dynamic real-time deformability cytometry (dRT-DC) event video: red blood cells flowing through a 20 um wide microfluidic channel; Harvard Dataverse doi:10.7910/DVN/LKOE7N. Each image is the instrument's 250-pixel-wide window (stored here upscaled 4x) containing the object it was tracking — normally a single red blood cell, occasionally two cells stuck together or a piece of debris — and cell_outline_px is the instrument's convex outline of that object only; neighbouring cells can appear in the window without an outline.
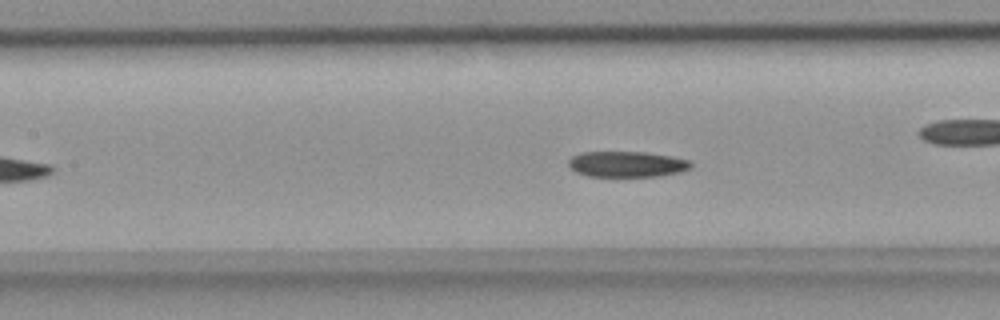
{"species": "common noctule bat (a hibernating species)", "species_latin": "Nyctalus noctula", "temperature_condition": "room temperature", "stored_images_in_passage": 39, "camera_frame_rate_fps": 3000, "um_per_image_px": 0.085, "animal": {"sex": "female", "body_mass_g": 18.4}, "frame": {"image": 1, "passage_image": 17, "time_ms": 5.333, "image_size_px": [1000, 320], "cell_outline_px": [[692, 168], [680, 172], [660, 176], [588, 176], [576, 172], [568, 164], [568, 160], [572, 156], [580, 152], [644, 152], [672, 156], [692, 160]], "centroid_in_image_um": [53.33, 13.95], "position_along_channel_um": 154.1, "area_um2": 18.5}, "authors_computed_cell_mechanics": {"area_um2": 19.5942, "velocity_mm_per_s": 3.8834, "shape_relaxation_time_tau1_ms": 8.5039, "shape_relaxation_time_tau2_ms": 10.1312, "deformation_change_tau1": 0.1586, "deformation_change_tau2": 0.154}}